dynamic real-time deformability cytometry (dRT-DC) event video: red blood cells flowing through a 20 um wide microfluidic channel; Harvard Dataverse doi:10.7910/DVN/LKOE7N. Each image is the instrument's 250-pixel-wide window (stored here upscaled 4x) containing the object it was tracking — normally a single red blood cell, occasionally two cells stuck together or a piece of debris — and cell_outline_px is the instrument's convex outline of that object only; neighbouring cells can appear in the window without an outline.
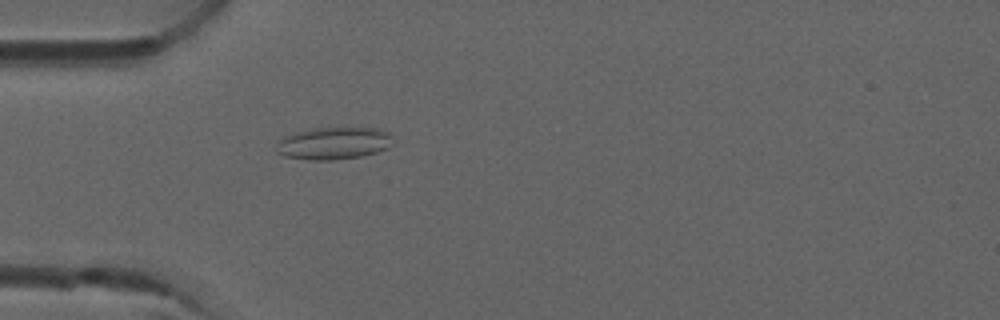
{"species": "common noctule bat (a hibernating species)", "species_latin": "Nyctalus noctula", "temperature_condition": "room temperature", "stored_images_in_passage": 1, "camera_frame_rate_fps": 3000, "um_per_image_px": 0.085, "animal": {"sex": "male", "forearm_length_mm": 52.5}, "frame": {"image": 1, "passage_image": 1, "time_ms": 0.0, "image_size_px": [1000, 320], "cell_outline_px": [[392, 144], [388, 148], [364, 156], [336, 160], [308, 160], [284, 156], [276, 152], [276, 148], [280, 140], [284, 136], [296, 132], [312, 128], [380, 128], [392, 132]], "centroid_in_image_um": [28.4, 12.18], "position_along_channel_um": 56.6, "area_um2": 22.25}}